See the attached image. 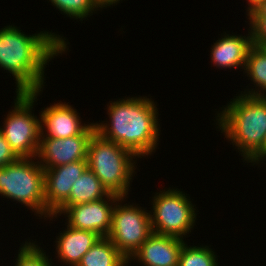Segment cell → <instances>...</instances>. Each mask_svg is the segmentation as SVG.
Wrapping results in <instances>:
<instances>
[{
  "mask_svg": "<svg viewBox=\"0 0 266 266\" xmlns=\"http://www.w3.org/2000/svg\"><path fill=\"white\" fill-rule=\"evenodd\" d=\"M87 167V160H79L44 169L45 203L51 214L69 198L73 184Z\"/></svg>",
  "mask_w": 266,
  "mask_h": 266,
  "instance_id": "obj_11",
  "label": "cell"
},
{
  "mask_svg": "<svg viewBox=\"0 0 266 266\" xmlns=\"http://www.w3.org/2000/svg\"><path fill=\"white\" fill-rule=\"evenodd\" d=\"M18 157L11 150L9 143L3 137L0 131V167H4L10 163L15 162Z\"/></svg>",
  "mask_w": 266,
  "mask_h": 266,
  "instance_id": "obj_23",
  "label": "cell"
},
{
  "mask_svg": "<svg viewBox=\"0 0 266 266\" xmlns=\"http://www.w3.org/2000/svg\"><path fill=\"white\" fill-rule=\"evenodd\" d=\"M261 0H248L249 2V7H248V10L254 8Z\"/></svg>",
  "mask_w": 266,
  "mask_h": 266,
  "instance_id": "obj_27",
  "label": "cell"
},
{
  "mask_svg": "<svg viewBox=\"0 0 266 266\" xmlns=\"http://www.w3.org/2000/svg\"><path fill=\"white\" fill-rule=\"evenodd\" d=\"M57 238L58 258L77 266L87 251L99 241L101 236L95 232L74 229L67 225V230Z\"/></svg>",
  "mask_w": 266,
  "mask_h": 266,
  "instance_id": "obj_14",
  "label": "cell"
},
{
  "mask_svg": "<svg viewBox=\"0 0 266 266\" xmlns=\"http://www.w3.org/2000/svg\"><path fill=\"white\" fill-rule=\"evenodd\" d=\"M251 20V38L253 45L266 48V17L262 15H248Z\"/></svg>",
  "mask_w": 266,
  "mask_h": 266,
  "instance_id": "obj_22",
  "label": "cell"
},
{
  "mask_svg": "<svg viewBox=\"0 0 266 266\" xmlns=\"http://www.w3.org/2000/svg\"><path fill=\"white\" fill-rule=\"evenodd\" d=\"M249 34L247 37L227 34L217 40L211 50L213 64L223 68L244 66V69L248 52L253 46L251 33Z\"/></svg>",
  "mask_w": 266,
  "mask_h": 266,
  "instance_id": "obj_15",
  "label": "cell"
},
{
  "mask_svg": "<svg viewBox=\"0 0 266 266\" xmlns=\"http://www.w3.org/2000/svg\"><path fill=\"white\" fill-rule=\"evenodd\" d=\"M40 124L46 126V138H69L82 134L90 125H81L74 108L64 103L50 105L41 111Z\"/></svg>",
  "mask_w": 266,
  "mask_h": 266,
  "instance_id": "obj_13",
  "label": "cell"
},
{
  "mask_svg": "<svg viewBox=\"0 0 266 266\" xmlns=\"http://www.w3.org/2000/svg\"><path fill=\"white\" fill-rule=\"evenodd\" d=\"M37 163L32 158H18L0 167V194L52 218L45 203L44 169Z\"/></svg>",
  "mask_w": 266,
  "mask_h": 266,
  "instance_id": "obj_5",
  "label": "cell"
},
{
  "mask_svg": "<svg viewBox=\"0 0 266 266\" xmlns=\"http://www.w3.org/2000/svg\"><path fill=\"white\" fill-rule=\"evenodd\" d=\"M44 128L41 127L37 153L39 159H42L40 162L43 164L40 163V165L43 169L87 160V147L91 136L96 131L95 124L91 123L82 134L69 138H45Z\"/></svg>",
  "mask_w": 266,
  "mask_h": 266,
  "instance_id": "obj_9",
  "label": "cell"
},
{
  "mask_svg": "<svg viewBox=\"0 0 266 266\" xmlns=\"http://www.w3.org/2000/svg\"><path fill=\"white\" fill-rule=\"evenodd\" d=\"M217 117L220 129L250 161L262 148L266 137V96L242 94L232 100Z\"/></svg>",
  "mask_w": 266,
  "mask_h": 266,
  "instance_id": "obj_3",
  "label": "cell"
},
{
  "mask_svg": "<svg viewBox=\"0 0 266 266\" xmlns=\"http://www.w3.org/2000/svg\"><path fill=\"white\" fill-rule=\"evenodd\" d=\"M154 196L153 215L150 214L152 231L157 234L183 238L191 232L196 220L195 208L180 190L160 191Z\"/></svg>",
  "mask_w": 266,
  "mask_h": 266,
  "instance_id": "obj_7",
  "label": "cell"
},
{
  "mask_svg": "<svg viewBox=\"0 0 266 266\" xmlns=\"http://www.w3.org/2000/svg\"><path fill=\"white\" fill-rule=\"evenodd\" d=\"M244 70H246L251 80L256 83L254 85L262 88V91H248L246 95L266 96V93L264 94V90L266 92V48L253 45L248 52Z\"/></svg>",
  "mask_w": 266,
  "mask_h": 266,
  "instance_id": "obj_18",
  "label": "cell"
},
{
  "mask_svg": "<svg viewBox=\"0 0 266 266\" xmlns=\"http://www.w3.org/2000/svg\"><path fill=\"white\" fill-rule=\"evenodd\" d=\"M182 238L152 233L131 257L145 266H178Z\"/></svg>",
  "mask_w": 266,
  "mask_h": 266,
  "instance_id": "obj_12",
  "label": "cell"
},
{
  "mask_svg": "<svg viewBox=\"0 0 266 266\" xmlns=\"http://www.w3.org/2000/svg\"><path fill=\"white\" fill-rule=\"evenodd\" d=\"M128 262L108 237H101L82 257L77 266H127Z\"/></svg>",
  "mask_w": 266,
  "mask_h": 266,
  "instance_id": "obj_17",
  "label": "cell"
},
{
  "mask_svg": "<svg viewBox=\"0 0 266 266\" xmlns=\"http://www.w3.org/2000/svg\"><path fill=\"white\" fill-rule=\"evenodd\" d=\"M115 205L107 237L129 261L153 233L150 214L134 205Z\"/></svg>",
  "mask_w": 266,
  "mask_h": 266,
  "instance_id": "obj_8",
  "label": "cell"
},
{
  "mask_svg": "<svg viewBox=\"0 0 266 266\" xmlns=\"http://www.w3.org/2000/svg\"><path fill=\"white\" fill-rule=\"evenodd\" d=\"M113 205L102 198L88 203L60 206L52 216L58 213H66L68 226L78 229L91 231L101 237H107L111 228Z\"/></svg>",
  "mask_w": 266,
  "mask_h": 266,
  "instance_id": "obj_10",
  "label": "cell"
},
{
  "mask_svg": "<svg viewBox=\"0 0 266 266\" xmlns=\"http://www.w3.org/2000/svg\"><path fill=\"white\" fill-rule=\"evenodd\" d=\"M134 156L130 150L95 131L87 147V166L109 193L125 197L135 168V162H131Z\"/></svg>",
  "mask_w": 266,
  "mask_h": 266,
  "instance_id": "obj_4",
  "label": "cell"
},
{
  "mask_svg": "<svg viewBox=\"0 0 266 266\" xmlns=\"http://www.w3.org/2000/svg\"><path fill=\"white\" fill-rule=\"evenodd\" d=\"M120 0H96V2L99 4L100 8L110 6L112 4L117 3Z\"/></svg>",
  "mask_w": 266,
  "mask_h": 266,
  "instance_id": "obj_26",
  "label": "cell"
},
{
  "mask_svg": "<svg viewBox=\"0 0 266 266\" xmlns=\"http://www.w3.org/2000/svg\"><path fill=\"white\" fill-rule=\"evenodd\" d=\"M248 11L247 15H262L266 17V0H261L254 8Z\"/></svg>",
  "mask_w": 266,
  "mask_h": 266,
  "instance_id": "obj_24",
  "label": "cell"
},
{
  "mask_svg": "<svg viewBox=\"0 0 266 266\" xmlns=\"http://www.w3.org/2000/svg\"><path fill=\"white\" fill-rule=\"evenodd\" d=\"M15 266H51L48 257L34 243L21 246Z\"/></svg>",
  "mask_w": 266,
  "mask_h": 266,
  "instance_id": "obj_21",
  "label": "cell"
},
{
  "mask_svg": "<svg viewBox=\"0 0 266 266\" xmlns=\"http://www.w3.org/2000/svg\"><path fill=\"white\" fill-rule=\"evenodd\" d=\"M263 158H266V137H265L263 146L260 149V151L249 162H257L258 163V161H261L260 159L263 160Z\"/></svg>",
  "mask_w": 266,
  "mask_h": 266,
  "instance_id": "obj_25",
  "label": "cell"
},
{
  "mask_svg": "<svg viewBox=\"0 0 266 266\" xmlns=\"http://www.w3.org/2000/svg\"><path fill=\"white\" fill-rule=\"evenodd\" d=\"M53 34L28 36L12 25L0 30V67L15 77L17 92L41 90L47 62L67 48L62 37Z\"/></svg>",
  "mask_w": 266,
  "mask_h": 266,
  "instance_id": "obj_1",
  "label": "cell"
},
{
  "mask_svg": "<svg viewBox=\"0 0 266 266\" xmlns=\"http://www.w3.org/2000/svg\"><path fill=\"white\" fill-rule=\"evenodd\" d=\"M111 124L95 123L96 132L130 150L138 158L157 146L159 127L156 105L149 98H127L110 103ZM111 126V127H110Z\"/></svg>",
  "mask_w": 266,
  "mask_h": 266,
  "instance_id": "obj_2",
  "label": "cell"
},
{
  "mask_svg": "<svg viewBox=\"0 0 266 266\" xmlns=\"http://www.w3.org/2000/svg\"><path fill=\"white\" fill-rule=\"evenodd\" d=\"M207 247H187L183 244L180 254L178 266H217L215 252Z\"/></svg>",
  "mask_w": 266,
  "mask_h": 266,
  "instance_id": "obj_19",
  "label": "cell"
},
{
  "mask_svg": "<svg viewBox=\"0 0 266 266\" xmlns=\"http://www.w3.org/2000/svg\"><path fill=\"white\" fill-rule=\"evenodd\" d=\"M40 91L16 92L14 110L7 115L4 128H0L18 158H33L38 153L41 123L30 110Z\"/></svg>",
  "mask_w": 266,
  "mask_h": 266,
  "instance_id": "obj_6",
  "label": "cell"
},
{
  "mask_svg": "<svg viewBox=\"0 0 266 266\" xmlns=\"http://www.w3.org/2000/svg\"><path fill=\"white\" fill-rule=\"evenodd\" d=\"M52 4L60 11L76 19H83L99 8L96 0H51Z\"/></svg>",
  "mask_w": 266,
  "mask_h": 266,
  "instance_id": "obj_20",
  "label": "cell"
},
{
  "mask_svg": "<svg viewBox=\"0 0 266 266\" xmlns=\"http://www.w3.org/2000/svg\"><path fill=\"white\" fill-rule=\"evenodd\" d=\"M106 197L107 200L120 201L124 199L116 194L109 193L101 184L99 178L87 167L76 182L73 184L69 198L61 206H72L92 201H97Z\"/></svg>",
  "mask_w": 266,
  "mask_h": 266,
  "instance_id": "obj_16",
  "label": "cell"
}]
</instances>
